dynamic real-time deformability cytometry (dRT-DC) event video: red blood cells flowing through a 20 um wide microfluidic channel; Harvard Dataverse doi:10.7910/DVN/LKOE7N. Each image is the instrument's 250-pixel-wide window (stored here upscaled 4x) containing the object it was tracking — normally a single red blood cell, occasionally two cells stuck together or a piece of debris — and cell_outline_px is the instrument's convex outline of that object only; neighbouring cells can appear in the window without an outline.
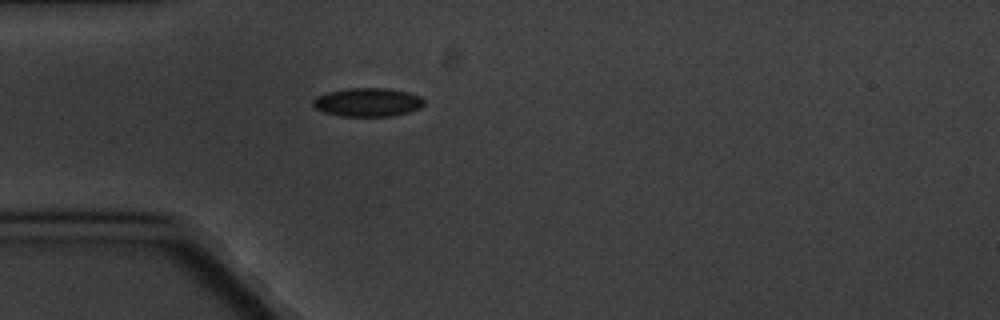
{"species": "common noctule bat (a hibernating species)", "species_latin": "Nyctalus noctula", "temperature_condition": "cold", "stored_images_in_passage": 1, "camera_frame_rate_fps": 3000, "um_per_image_px": 0.085, "animal": {"sex": "male", "body_mass_g": 20.1, "forearm_length_mm": 53.5}, "frame": {"image": 1, "passage_image": 1, "time_ms": 0.0, "image_size_px": [1000, 320], "cell_outline_px": [[424, 104], [420, 108], [408, 112], [392, 116], [340, 116], [324, 112], [316, 108], [312, 104], [312, 100], [316, 96], [328, 92], [348, 88], [388, 88], [408, 92], [420, 96], [424, 100]], "centroid_in_image_um": [31.25, 8.69], "position_along_channel_um": 53.8, "area_um2": 18.55}}